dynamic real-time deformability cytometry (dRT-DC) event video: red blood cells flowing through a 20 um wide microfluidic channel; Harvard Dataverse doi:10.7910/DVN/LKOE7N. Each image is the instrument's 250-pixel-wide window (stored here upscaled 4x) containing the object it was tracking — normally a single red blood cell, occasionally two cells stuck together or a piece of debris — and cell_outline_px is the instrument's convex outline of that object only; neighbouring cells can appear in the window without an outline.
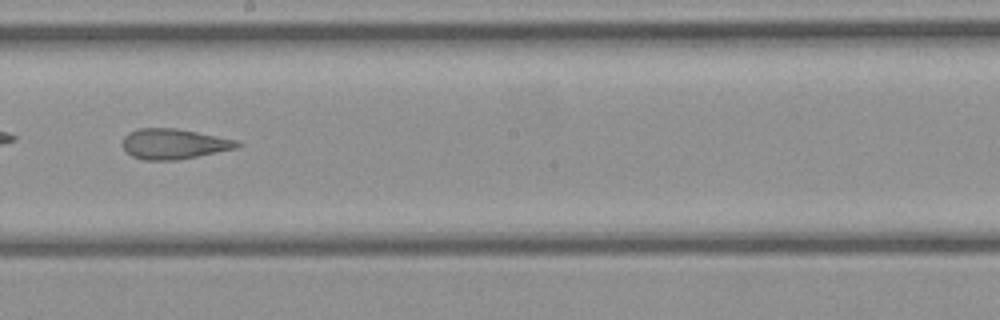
{"species": "common noctule bat (a hibernating species)", "species_latin": "Nyctalus noctula", "temperature_condition": "cold", "stored_images_in_passage": 42, "camera_frame_rate_fps": 3000, "um_per_image_px": 0.085, "animal": {"sex": "female", "body_mass_g": 21.9}, "frame": {"image": 1, "passage_image": 24, "time_ms": 7.667, "image_size_px": [1000, 320], "cell_outline_px": [[244, 144], [236, 148], [176, 160], [144, 160], [132, 156], [124, 152], [120, 144], [124, 136], [128, 132], [140, 128], [176, 128], [236, 140]], "centroid_in_image_um": [14.7, 12.23], "position_along_channel_um": 233.5, "area_um2": 20.29}}